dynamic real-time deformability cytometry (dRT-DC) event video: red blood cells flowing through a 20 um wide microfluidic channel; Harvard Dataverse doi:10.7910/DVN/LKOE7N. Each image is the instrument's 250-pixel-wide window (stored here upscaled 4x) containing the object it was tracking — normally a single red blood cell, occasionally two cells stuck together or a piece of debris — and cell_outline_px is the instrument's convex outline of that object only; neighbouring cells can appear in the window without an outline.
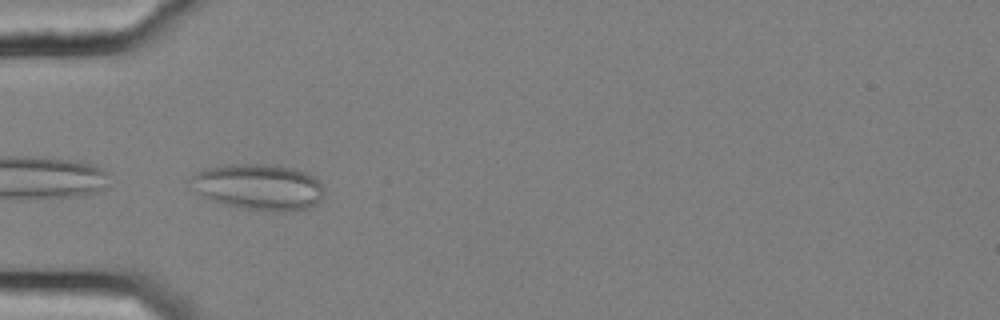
{"species": "common noctule bat (a hibernating species)", "species_latin": "Nyctalus noctula", "temperature_condition": "cold", "stored_images_in_passage": 39, "camera_frame_rate_fps": 3000, "um_per_image_px": 0.085, "animal": {"sex": "female", "body_mass_g": 25.1}, "frame": {"image": 1, "passage_image": 1, "time_ms": 0.0, "image_size_px": [1000, 320], "cell_outline_px": [[324, 196], [316, 204], [308, 208], [284, 212], [272, 212], [244, 208], [208, 200], [200, 196], [188, 188], [184, 180], [204, 168], [228, 164], [276, 164], [296, 168], [312, 176], [324, 188]], "centroid_in_image_um": [21.89, 15.88], "position_along_channel_um": 63.1, "area_um2": 36.76}, "authors_computed_cell_mechanics": {"area_um2": 25.8366, "velocity_mm_per_s": 3.6586, "shape_relaxation_time_tau1_ms": null, "shape_relaxation_time_tau2_ms": 2.4723, "deformation_change_tau1": null, "deformation_change_tau2": 0.0916}}